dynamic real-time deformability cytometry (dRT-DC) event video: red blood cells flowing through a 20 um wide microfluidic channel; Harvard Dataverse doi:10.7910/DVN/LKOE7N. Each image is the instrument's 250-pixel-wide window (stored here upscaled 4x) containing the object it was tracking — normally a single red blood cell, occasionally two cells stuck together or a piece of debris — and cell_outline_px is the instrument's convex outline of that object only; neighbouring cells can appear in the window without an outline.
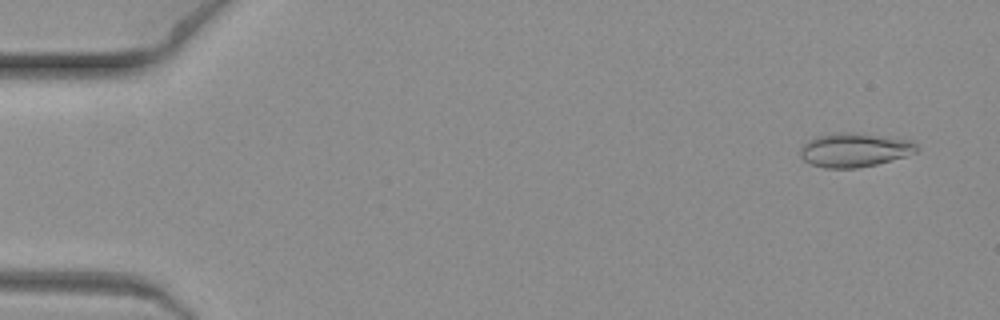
{"species": "common noctule bat (a hibernating species)", "species_latin": "Nyctalus noctula", "temperature_condition": "warm", "stored_images_in_passage": 9, "camera_frame_rate_fps": 3000, "um_per_image_px": 0.085, "animal": {"sex": "female", "body_mass_g": 19.3, "forearm_length_mm": 54.1}, "frame": {"image": 1, "passage_image": 2, "time_ms": 0.333, "image_size_px": [1000, 320], "cell_outline_px": [[920, 148], [916, 152], [904, 156], [876, 164], [856, 168], [824, 168], [812, 164], [804, 160], [800, 156], [800, 148], [808, 140], [816, 136], [836, 132], [852, 132], [912, 140]], "centroid_in_image_um": [72.61, 12.74], "position_along_channel_um": 12.4, "area_um2": 23.0}}
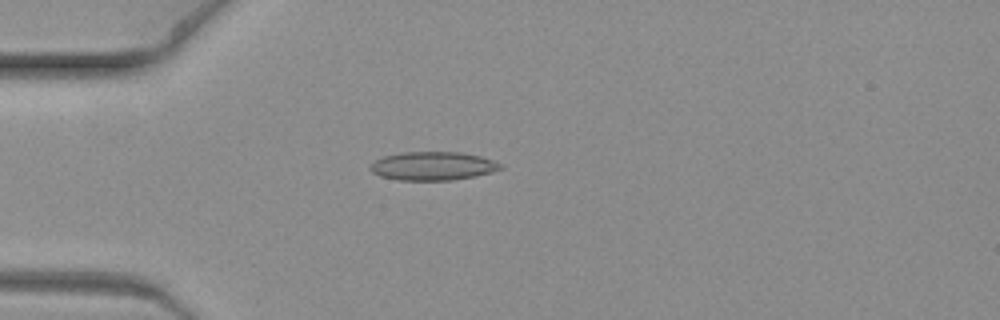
{"frame": {"image": 2, "passage_image": 7, "time_ms": 2.0, "image_size_px": [1000, 320], "cell_outline_px": [[504, 168], [492, 172], [452, 180], [396, 180], [380, 176], [372, 172], [368, 168], [376, 160], [384, 156], [400, 152], [460, 152], [480, 156], [504, 164]], "centroid_in_image_um": [36.79, 14.11], "position_along_channel_um": 48.2, "area_um2": 21.68}}
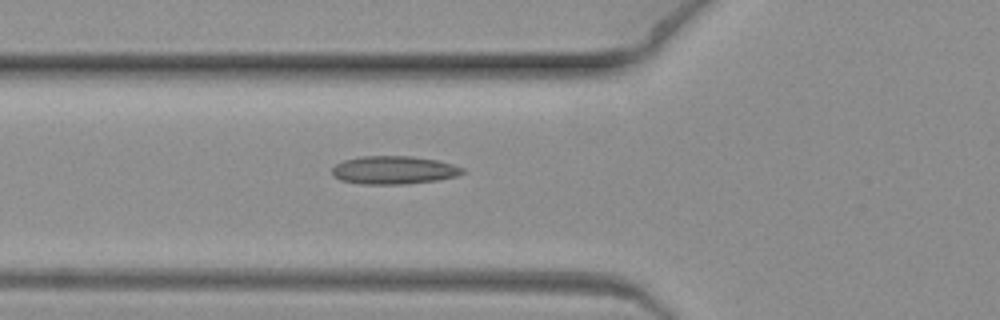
{"frame": {"image": 3, "passage_image": 9, "time_ms": 2.667, "image_size_px": [1000, 320], "cell_outline_px": [[464, 172], [456, 176], [436, 180], [404, 184], [360, 184], [340, 180], [332, 176], [332, 168], [336, 164], [344, 160], [364, 156], [412, 156], [436, 160], [452, 164], [464, 168]], "centroid_in_image_um": [33.44, 14.46], "position_along_channel_um": 92.4, "area_um2": 21.33}}